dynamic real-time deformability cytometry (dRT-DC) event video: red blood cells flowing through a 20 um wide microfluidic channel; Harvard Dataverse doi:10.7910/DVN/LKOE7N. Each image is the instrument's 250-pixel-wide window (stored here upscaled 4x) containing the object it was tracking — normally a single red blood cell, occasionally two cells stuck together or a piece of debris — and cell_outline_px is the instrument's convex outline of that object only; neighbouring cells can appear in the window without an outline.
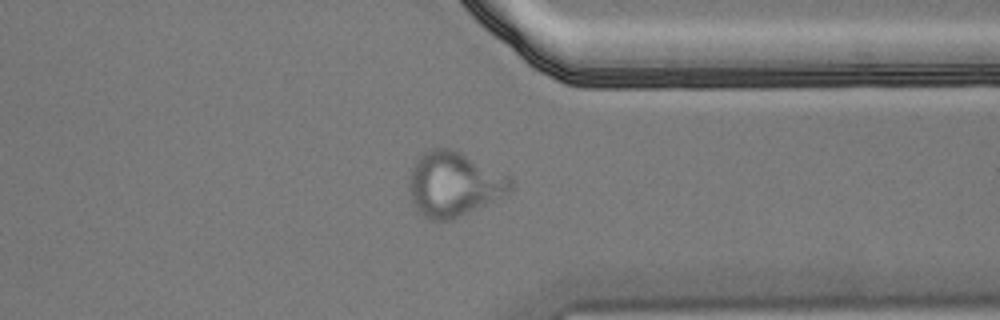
{"species": "Egyptian fruit bat (a non-hibernating species)", "species_latin": "Rousettus aegyptiacus", "temperature_condition": "cold", "stored_images_in_passage": 42, "camera_frame_rate_fps": 3000, "um_per_image_px": 0.085, "animal": {"sex": "male"}, "frame": {"image": 1, "passage_image": 30, "time_ms": 9.667, "image_size_px": [1000, 320], "cell_outline_px": [[512, 188], [508, 192], [452, 220], [428, 220], [412, 204], [408, 184], [412, 168], [416, 160], [424, 152], [432, 148], [448, 148], [460, 152], [508, 176], [512, 180]], "centroid_in_image_um": [38.52, 15.65], "position_along_channel_um": 372.9, "area_um2": 37.45}}